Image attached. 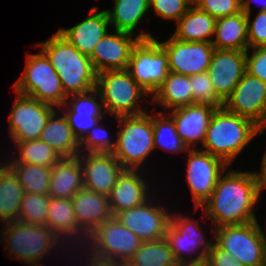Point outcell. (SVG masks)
<instances>
[{"label":"cell","instance_id":"37","mask_svg":"<svg viewBox=\"0 0 266 266\" xmlns=\"http://www.w3.org/2000/svg\"><path fill=\"white\" fill-rule=\"evenodd\" d=\"M50 196L24 193L20 204L18 221L28 224L46 225Z\"/></svg>","mask_w":266,"mask_h":266},{"label":"cell","instance_id":"5","mask_svg":"<svg viewBox=\"0 0 266 266\" xmlns=\"http://www.w3.org/2000/svg\"><path fill=\"white\" fill-rule=\"evenodd\" d=\"M121 129L116 132V146L112 154L125 169H139L154 150L152 115L116 117Z\"/></svg>","mask_w":266,"mask_h":266},{"label":"cell","instance_id":"6","mask_svg":"<svg viewBox=\"0 0 266 266\" xmlns=\"http://www.w3.org/2000/svg\"><path fill=\"white\" fill-rule=\"evenodd\" d=\"M13 86L15 93L37 99L56 109L64 105L67 99L56 70L42 50L27 55L25 70Z\"/></svg>","mask_w":266,"mask_h":266},{"label":"cell","instance_id":"22","mask_svg":"<svg viewBox=\"0 0 266 266\" xmlns=\"http://www.w3.org/2000/svg\"><path fill=\"white\" fill-rule=\"evenodd\" d=\"M146 181L138 174V169H124L107 195L113 216L145 203L148 196Z\"/></svg>","mask_w":266,"mask_h":266},{"label":"cell","instance_id":"31","mask_svg":"<svg viewBox=\"0 0 266 266\" xmlns=\"http://www.w3.org/2000/svg\"><path fill=\"white\" fill-rule=\"evenodd\" d=\"M24 190L13 172L0 163V221L2 223L18 220Z\"/></svg>","mask_w":266,"mask_h":266},{"label":"cell","instance_id":"46","mask_svg":"<svg viewBox=\"0 0 266 266\" xmlns=\"http://www.w3.org/2000/svg\"><path fill=\"white\" fill-rule=\"evenodd\" d=\"M253 0H240V6H241V10L242 12H244L246 15H250L251 16V6L250 3ZM257 2H264L263 4L260 3L262 5L261 10L259 11H266V0H254Z\"/></svg>","mask_w":266,"mask_h":266},{"label":"cell","instance_id":"36","mask_svg":"<svg viewBox=\"0 0 266 266\" xmlns=\"http://www.w3.org/2000/svg\"><path fill=\"white\" fill-rule=\"evenodd\" d=\"M17 145L16 151L20 153L18 157H13L11 162H24L27 164L38 165L43 167H52L62 157L57 151L39 139L25 142H14Z\"/></svg>","mask_w":266,"mask_h":266},{"label":"cell","instance_id":"41","mask_svg":"<svg viewBox=\"0 0 266 266\" xmlns=\"http://www.w3.org/2000/svg\"><path fill=\"white\" fill-rule=\"evenodd\" d=\"M193 4L215 19L242 11L240 0H193Z\"/></svg>","mask_w":266,"mask_h":266},{"label":"cell","instance_id":"35","mask_svg":"<svg viewBox=\"0 0 266 266\" xmlns=\"http://www.w3.org/2000/svg\"><path fill=\"white\" fill-rule=\"evenodd\" d=\"M152 126L154 149L160 147L173 153L189 150L179 137L175 122L169 114L165 115L160 111L159 114L152 115Z\"/></svg>","mask_w":266,"mask_h":266},{"label":"cell","instance_id":"12","mask_svg":"<svg viewBox=\"0 0 266 266\" xmlns=\"http://www.w3.org/2000/svg\"><path fill=\"white\" fill-rule=\"evenodd\" d=\"M55 107L17 93L9 120V133L14 142L39 139Z\"/></svg>","mask_w":266,"mask_h":266},{"label":"cell","instance_id":"30","mask_svg":"<svg viewBox=\"0 0 266 266\" xmlns=\"http://www.w3.org/2000/svg\"><path fill=\"white\" fill-rule=\"evenodd\" d=\"M152 102L160 104L164 110L176 109L193 104L190 76L168 72L158 90L152 95Z\"/></svg>","mask_w":266,"mask_h":266},{"label":"cell","instance_id":"38","mask_svg":"<svg viewBox=\"0 0 266 266\" xmlns=\"http://www.w3.org/2000/svg\"><path fill=\"white\" fill-rule=\"evenodd\" d=\"M190 84L193 104H207L216 108L224 106V101L217 95L207 71L190 76Z\"/></svg>","mask_w":266,"mask_h":266},{"label":"cell","instance_id":"40","mask_svg":"<svg viewBox=\"0 0 266 266\" xmlns=\"http://www.w3.org/2000/svg\"><path fill=\"white\" fill-rule=\"evenodd\" d=\"M193 4V0H149V7H152L157 16L164 20L178 21Z\"/></svg>","mask_w":266,"mask_h":266},{"label":"cell","instance_id":"42","mask_svg":"<svg viewBox=\"0 0 266 266\" xmlns=\"http://www.w3.org/2000/svg\"><path fill=\"white\" fill-rule=\"evenodd\" d=\"M247 16L248 48L266 46V11H259L251 21Z\"/></svg>","mask_w":266,"mask_h":266},{"label":"cell","instance_id":"15","mask_svg":"<svg viewBox=\"0 0 266 266\" xmlns=\"http://www.w3.org/2000/svg\"><path fill=\"white\" fill-rule=\"evenodd\" d=\"M154 39L149 33L137 34L133 39L132 34L115 30L107 33L95 46L89 56L97 73L107 70L127 69L132 49L140 40Z\"/></svg>","mask_w":266,"mask_h":266},{"label":"cell","instance_id":"18","mask_svg":"<svg viewBox=\"0 0 266 266\" xmlns=\"http://www.w3.org/2000/svg\"><path fill=\"white\" fill-rule=\"evenodd\" d=\"M207 73L217 95L225 102L246 73V51L215 49Z\"/></svg>","mask_w":266,"mask_h":266},{"label":"cell","instance_id":"20","mask_svg":"<svg viewBox=\"0 0 266 266\" xmlns=\"http://www.w3.org/2000/svg\"><path fill=\"white\" fill-rule=\"evenodd\" d=\"M98 95L100 102L96 98ZM66 106H68L69 111ZM62 108V113H65L63 115L67 118L69 126L79 142L82 141L90 129L100 122L104 114H106V112H103L104 109H102V98L95 88L87 93L68 96L64 105L59 109L62 111Z\"/></svg>","mask_w":266,"mask_h":266},{"label":"cell","instance_id":"7","mask_svg":"<svg viewBox=\"0 0 266 266\" xmlns=\"http://www.w3.org/2000/svg\"><path fill=\"white\" fill-rule=\"evenodd\" d=\"M104 112L115 117L145 113L140 101L148 93L135 81L127 69L97 73L96 87ZM139 106V107H138Z\"/></svg>","mask_w":266,"mask_h":266},{"label":"cell","instance_id":"28","mask_svg":"<svg viewBox=\"0 0 266 266\" xmlns=\"http://www.w3.org/2000/svg\"><path fill=\"white\" fill-rule=\"evenodd\" d=\"M215 49L246 51L248 49L247 16L244 12L216 19Z\"/></svg>","mask_w":266,"mask_h":266},{"label":"cell","instance_id":"24","mask_svg":"<svg viewBox=\"0 0 266 266\" xmlns=\"http://www.w3.org/2000/svg\"><path fill=\"white\" fill-rule=\"evenodd\" d=\"M71 200L78 226L87 235L113 216L105 194L82 188Z\"/></svg>","mask_w":266,"mask_h":266},{"label":"cell","instance_id":"32","mask_svg":"<svg viewBox=\"0 0 266 266\" xmlns=\"http://www.w3.org/2000/svg\"><path fill=\"white\" fill-rule=\"evenodd\" d=\"M148 9L149 0H115L113 11L107 9L106 13L114 30L133 35Z\"/></svg>","mask_w":266,"mask_h":266},{"label":"cell","instance_id":"27","mask_svg":"<svg viewBox=\"0 0 266 266\" xmlns=\"http://www.w3.org/2000/svg\"><path fill=\"white\" fill-rule=\"evenodd\" d=\"M216 19L192 4L188 11L177 21L173 37L183 42H209L214 37Z\"/></svg>","mask_w":266,"mask_h":266},{"label":"cell","instance_id":"14","mask_svg":"<svg viewBox=\"0 0 266 266\" xmlns=\"http://www.w3.org/2000/svg\"><path fill=\"white\" fill-rule=\"evenodd\" d=\"M224 107L253 121L263 132L266 129V83L246 72L225 100Z\"/></svg>","mask_w":266,"mask_h":266},{"label":"cell","instance_id":"49","mask_svg":"<svg viewBox=\"0 0 266 266\" xmlns=\"http://www.w3.org/2000/svg\"><path fill=\"white\" fill-rule=\"evenodd\" d=\"M30 265H31V266H42V265L39 264V262H38V263H28V266H30ZM43 266H44V265H43Z\"/></svg>","mask_w":266,"mask_h":266},{"label":"cell","instance_id":"25","mask_svg":"<svg viewBox=\"0 0 266 266\" xmlns=\"http://www.w3.org/2000/svg\"><path fill=\"white\" fill-rule=\"evenodd\" d=\"M82 188L83 170L78 156L62 157L51 167L50 197L71 199Z\"/></svg>","mask_w":266,"mask_h":266},{"label":"cell","instance_id":"43","mask_svg":"<svg viewBox=\"0 0 266 266\" xmlns=\"http://www.w3.org/2000/svg\"><path fill=\"white\" fill-rule=\"evenodd\" d=\"M249 56L246 50V72L266 83V46L254 47Z\"/></svg>","mask_w":266,"mask_h":266},{"label":"cell","instance_id":"10","mask_svg":"<svg viewBox=\"0 0 266 266\" xmlns=\"http://www.w3.org/2000/svg\"><path fill=\"white\" fill-rule=\"evenodd\" d=\"M127 70L148 95L154 94L169 72L168 55L155 38L140 40L132 49Z\"/></svg>","mask_w":266,"mask_h":266},{"label":"cell","instance_id":"11","mask_svg":"<svg viewBox=\"0 0 266 266\" xmlns=\"http://www.w3.org/2000/svg\"><path fill=\"white\" fill-rule=\"evenodd\" d=\"M186 181L190 188L195 211L211 196L220 175L229 167L222 159L195 146L188 150Z\"/></svg>","mask_w":266,"mask_h":266},{"label":"cell","instance_id":"21","mask_svg":"<svg viewBox=\"0 0 266 266\" xmlns=\"http://www.w3.org/2000/svg\"><path fill=\"white\" fill-rule=\"evenodd\" d=\"M217 108L207 104H191L169 110L175 122L179 137L188 149L201 142L203 144L212 114Z\"/></svg>","mask_w":266,"mask_h":266},{"label":"cell","instance_id":"8","mask_svg":"<svg viewBox=\"0 0 266 266\" xmlns=\"http://www.w3.org/2000/svg\"><path fill=\"white\" fill-rule=\"evenodd\" d=\"M3 241L9 254L17 260L28 263H38L49 254V251L59 245L60 238L46 225L28 224L18 220L4 223ZM59 241V243H58Z\"/></svg>","mask_w":266,"mask_h":266},{"label":"cell","instance_id":"34","mask_svg":"<svg viewBox=\"0 0 266 266\" xmlns=\"http://www.w3.org/2000/svg\"><path fill=\"white\" fill-rule=\"evenodd\" d=\"M128 266H177L165 238L143 242L128 261Z\"/></svg>","mask_w":266,"mask_h":266},{"label":"cell","instance_id":"17","mask_svg":"<svg viewBox=\"0 0 266 266\" xmlns=\"http://www.w3.org/2000/svg\"><path fill=\"white\" fill-rule=\"evenodd\" d=\"M157 206L150 200L116 215L123 226L135 233L143 242L165 238L170 225V214L166 207Z\"/></svg>","mask_w":266,"mask_h":266},{"label":"cell","instance_id":"29","mask_svg":"<svg viewBox=\"0 0 266 266\" xmlns=\"http://www.w3.org/2000/svg\"><path fill=\"white\" fill-rule=\"evenodd\" d=\"M57 115V110L51 113L39 140L54 148L61 157H75L80 153V142L74 135L65 115L62 114V117L58 118Z\"/></svg>","mask_w":266,"mask_h":266},{"label":"cell","instance_id":"23","mask_svg":"<svg viewBox=\"0 0 266 266\" xmlns=\"http://www.w3.org/2000/svg\"><path fill=\"white\" fill-rule=\"evenodd\" d=\"M98 7H92L90 15L85 20L71 28H59L64 36L80 53L90 56L110 26L106 10L99 12Z\"/></svg>","mask_w":266,"mask_h":266},{"label":"cell","instance_id":"39","mask_svg":"<svg viewBox=\"0 0 266 266\" xmlns=\"http://www.w3.org/2000/svg\"><path fill=\"white\" fill-rule=\"evenodd\" d=\"M101 123L98 122L95 126H93L89 133L82 139L80 142V153H112L115 146L116 141L112 142L108 137V132L106 131L105 126L101 128ZM85 149V151H84Z\"/></svg>","mask_w":266,"mask_h":266},{"label":"cell","instance_id":"4","mask_svg":"<svg viewBox=\"0 0 266 266\" xmlns=\"http://www.w3.org/2000/svg\"><path fill=\"white\" fill-rule=\"evenodd\" d=\"M87 257L110 264H127L143 241L112 216L87 236ZM89 252V253H88Z\"/></svg>","mask_w":266,"mask_h":266},{"label":"cell","instance_id":"9","mask_svg":"<svg viewBox=\"0 0 266 266\" xmlns=\"http://www.w3.org/2000/svg\"><path fill=\"white\" fill-rule=\"evenodd\" d=\"M212 238L244 266H265L266 236L257 220L216 227Z\"/></svg>","mask_w":266,"mask_h":266},{"label":"cell","instance_id":"26","mask_svg":"<svg viewBox=\"0 0 266 266\" xmlns=\"http://www.w3.org/2000/svg\"><path fill=\"white\" fill-rule=\"evenodd\" d=\"M47 211L46 226L61 240L63 238L64 244V238H67L65 241L76 238H79L76 241L87 240L88 235L78 226L76 221L71 199L50 197ZM71 236L73 237L71 238Z\"/></svg>","mask_w":266,"mask_h":266},{"label":"cell","instance_id":"33","mask_svg":"<svg viewBox=\"0 0 266 266\" xmlns=\"http://www.w3.org/2000/svg\"><path fill=\"white\" fill-rule=\"evenodd\" d=\"M17 177L24 193L47 195L51 180V167L8 162L5 164Z\"/></svg>","mask_w":266,"mask_h":266},{"label":"cell","instance_id":"47","mask_svg":"<svg viewBox=\"0 0 266 266\" xmlns=\"http://www.w3.org/2000/svg\"><path fill=\"white\" fill-rule=\"evenodd\" d=\"M177 266H209L208 261L206 259H203L201 261L197 262H184L177 264Z\"/></svg>","mask_w":266,"mask_h":266},{"label":"cell","instance_id":"45","mask_svg":"<svg viewBox=\"0 0 266 266\" xmlns=\"http://www.w3.org/2000/svg\"><path fill=\"white\" fill-rule=\"evenodd\" d=\"M256 176H257L259 190L261 193L263 189H266V149L261 162V171L259 174L258 172H256Z\"/></svg>","mask_w":266,"mask_h":266},{"label":"cell","instance_id":"16","mask_svg":"<svg viewBox=\"0 0 266 266\" xmlns=\"http://www.w3.org/2000/svg\"><path fill=\"white\" fill-rule=\"evenodd\" d=\"M155 40L168 55L169 72L186 76L206 72L215 50L209 42H183L173 36L165 42Z\"/></svg>","mask_w":266,"mask_h":266},{"label":"cell","instance_id":"44","mask_svg":"<svg viewBox=\"0 0 266 266\" xmlns=\"http://www.w3.org/2000/svg\"><path fill=\"white\" fill-rule=\"evenodd\" d=\"M209 266H244L228 251L221 249L215 242L206 255Z\"/></svg>","mask_w":266,"mask_h":266},{"label":"cell","instance_id":"3","mask_svg":"<svg viewBox=\"0 0 266 266\" xmlns=\"http://www.w3.org/2000/svg\"><path fill=\"white\" fill-rule=\"evenodd\" d=\"M261 128L253 121L228 111L224 106L212 114L202 146L203 151L222 159L228 166Z\"/></svg>","mask_w":266,"mask_h":266},{"label":"cell","instance_id":"13","mask_svg":"<svg viewBox=\"0 0 266 266\" xmlns=\"http://www.w3.org/2000/svg\"><path fill=\"white\" fill-rule=\"evenodd\" d=\"M171 216L170 225L167 228L165 239L169 244L177 264L184 262H197L206 259V255L212 248L214 241H205L206 239L204 238L206 237H204L205 235L203 234V231H201L198 221L183 215ZM200 247L202 249L201 252L195 255L196 257H191L192 252L194 254V251L200 250ZM190 252L191 254H189ZM185 253L186 255L188 253L192 259L183 256Z\"/></svg>","mask_w":266,"mask_h":266},{"label":"cell","instance_id":"2","mask_svg":"<svg viewBox=\"0 0 266 266\" xmlns=\"http://www.w3.org/2000/svg\"><path fill=\"white\" fill-rule=\"evenodd\" d=\"M36 46L49 58L67 97L90 92L96 87L97 72L90 57L80 53L58 31Z\"/></svg>","mask_w":266,"mask_h":266},{"label":"cell","instance_id":"48","mask_svg":"<svg viewBox=\"0 0 266 266\" xmlns=\"http://www.w3.org/2000/svg\"><path fill=\"white\" fill-rule=\"evenodd\" d=\"M88 259H89V261H87L88 263H86V265L89 264L88 266H122L120 264L102 263V262L92 260L90 258H88Z\"/></svg>","mask_w":266,"mask_h":266},{"label":"cell","instance_id":"1","mask_svg":"<svg viewBox=\"0 0 266 266\" xmlns=\"http://www.w3.org/2000/svg\"><path fill=\"white\" fill-rule=\"evenodd\" d=\"M220 175L211 196L200 206L215 225H242L256 221L254 206L260 198L255 171L229 170Z\"/></svg>","mask_w":266,"mask_h":266},{"label":"cell","instance_id":"19","mask_svg":"<svg viewBox=\"0 0 266 266\" xmlns=\"http://www.w3.org/2000/svg\"><path fill=\"white\" fill-rule=\"evenodd\" d=\"M83 154L77 156L83 170L84 188L108 195L125 168L112 153Z\"/></svg>","mask_w":266,"mask_h":266}]
</instances>
